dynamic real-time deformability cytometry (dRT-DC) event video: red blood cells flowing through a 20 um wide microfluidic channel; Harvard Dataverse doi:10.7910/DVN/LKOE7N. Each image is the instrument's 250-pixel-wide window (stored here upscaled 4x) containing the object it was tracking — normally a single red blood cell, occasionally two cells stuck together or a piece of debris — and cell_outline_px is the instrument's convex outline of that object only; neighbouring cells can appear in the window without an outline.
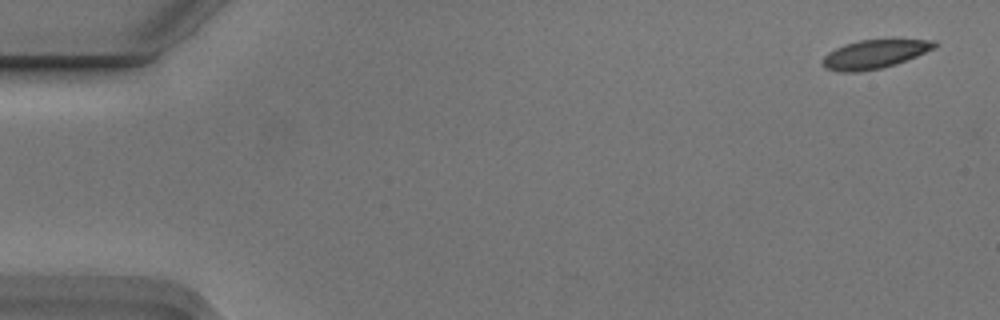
{"species": "Egyptian fruit bat (a non-hibernating species)", "species_latin": "Rousettus aegyptiacus", "temperature_condition": "cold", "stored_images_in_passage": 5, "camera_frame_rate_fps": 3000, "um_per_image_px": 0.085, "animal": {"sex": "male"}, "frame": {"image": 1, "passage_image": 1, "time_ms": 0.0, "image_size_px": [1000, 320], "cell_outline_px": [[940, 44], [936, 48], [896, 64], [880, 68], [860, 72], [840, 72], [824, 68], [824, 56], [828, 52], [844, 44], [860, 40], [936, 40]], "centroid_in_image_um": [74.36, 4.6], "position_along_channel_um": 10.6, "area_um2": 18.61}}
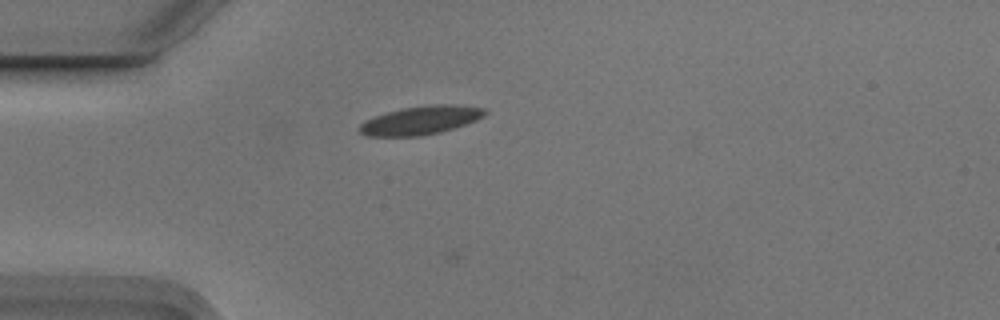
{"frame": {"image": 2, "passage_image": 4, "time_ms": 1.0, "image_size_px": [1000, 320], "cell_outline_px": [[488, 112], [484, 116], [476, 120], [440, 132], [420, 136], [368, 136], [360, 132], [360, 124], [364, 120], [388, 112], [404, 108], [436, 104], [444, 104], [484, 108]], "centroid_in_image_um": [35.75, 10.23], "position_along_channel_um": 49.3, "area_um2": 20.4}}